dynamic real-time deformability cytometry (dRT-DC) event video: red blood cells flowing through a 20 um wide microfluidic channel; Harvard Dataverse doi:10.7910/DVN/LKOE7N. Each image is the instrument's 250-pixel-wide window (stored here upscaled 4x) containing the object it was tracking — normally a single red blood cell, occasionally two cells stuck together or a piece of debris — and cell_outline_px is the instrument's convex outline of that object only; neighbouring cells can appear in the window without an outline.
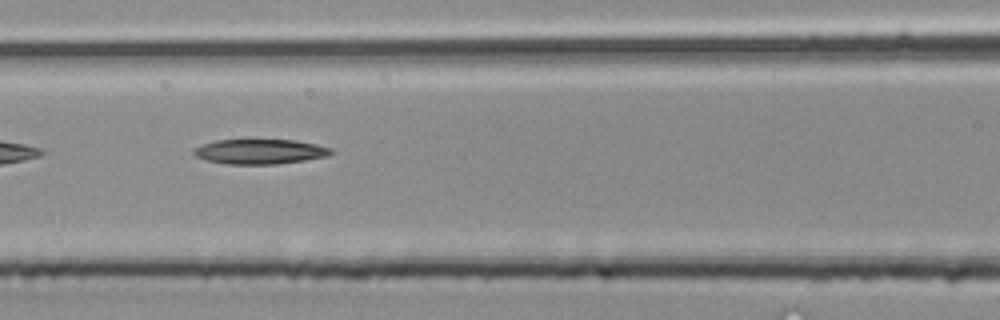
{"species": "common noctule bat (a hibernating species)", "species_latin": "Nyctalus noctula", "temperature_condition": "room temperature", "stored_images_in_passage": 39, "camera_frame_rate_fps": 3000, "um_per_image_px": 0.085, "animal": {"sex": "male", "body_mass_g": 20.4}, "frame": {"image": 1, "passage_image": 17, "time_ms": 5.333, "image_size_px": [1000, 320], "cell_outline_px": [[336, 152], [328, 156], [304, 160], [276, 164], [228, 164], [208, 160], [196, 156], [192, 152], [192, 148], [216, 140], [296, 140], [316, 144], [332, 148]], "centroid_in_image_um": [22.13, 12.88], "position_along_channel_um": 144.5, "area_um2": 19.88}}
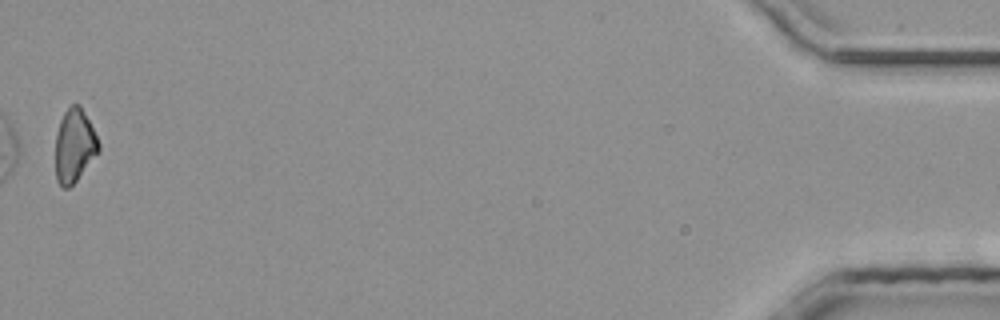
{"frame": {"image": 2, "passage_image": 39, "time_ms": 12.667, "image_size_px": [1000, 320], "cell_outline_px": [[100, 152], [76, 180], [68, 188], [64, 188], [56, 180], [56, 132], [60, 120], [64, 112], [72, 104], [80, 104], [100, 144]], "centroid_in_image_um": [6.33, 12.38], "position_along_channel_um": 428.9, "area_um2": 18.32}}